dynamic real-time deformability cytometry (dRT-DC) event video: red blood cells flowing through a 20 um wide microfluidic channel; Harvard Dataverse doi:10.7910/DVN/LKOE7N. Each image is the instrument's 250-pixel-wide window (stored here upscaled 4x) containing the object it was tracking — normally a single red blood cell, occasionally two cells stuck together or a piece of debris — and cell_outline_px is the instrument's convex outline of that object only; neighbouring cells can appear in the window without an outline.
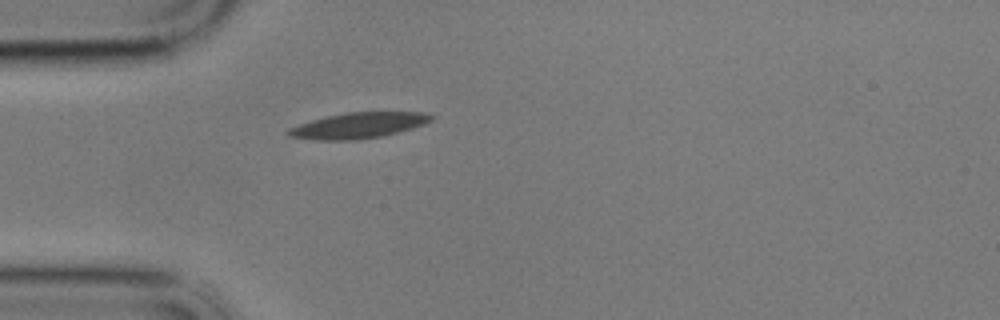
{"species": "common noctule bat (a hibernating species)", "species_latin": "Nyctalus noctula", "temperature_condition": "cold", "stored_images_in_passage": 43, "camera_frame_rate_fps": 3000, "um_per_image_px": 0.085, "animal": {"sex": "male", "body_mass_g": 17.9}, "frame": {"image": 1, "passage_image": 1, "time_ms": 0.0, "image_size_px": [1000, 320], "cell_outline_px": [[436, 116], [432, 120], [424, 124], [412, 128], [380, 136], [356, 140], [316, 140], [288, 136], [284, 132], [288, 128], [312, 120], [328, 116], [348, 112], [424, 112]], "centroid_in_image_um": [30.45, 10.66], "position_along_channel_um": 54.5, "area_um2": 21.33}}
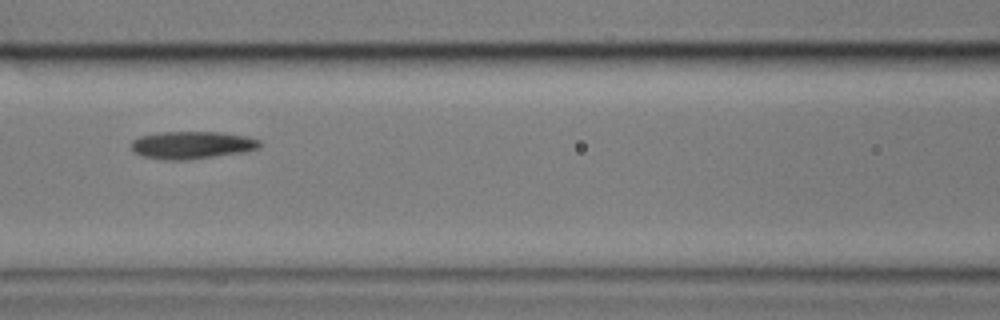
{"frame": {"image": 2, "passage_image": 10, "time_ms": 3.0, "image_size_px": [1000, 320], "cell_outline_px": [[264, 144], [260, 148], [244, 152], [216, 156], [184, 160], [164, 160], [140, 156], [132, 152], [132, 140], [140, 136], [160, 132], [224, 132], [248, 136], [260, 140]], "centroid_in_image_um": [16.34, 12.33], "position_along_channel_um": 150.3, "area_um2": 20.98}}
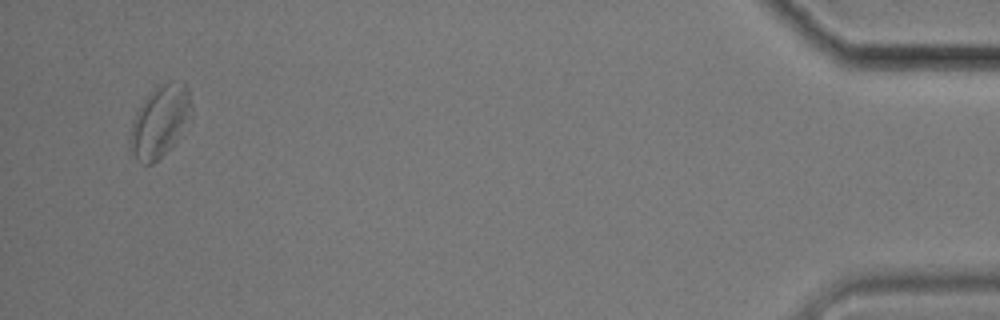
{"frame": {"image": 3, "passage_image": 41, "time_ms": 13.333, "image_size_px": [1000, 320], "cell_outline_px": [[192, 108], [172, 144], [152, 164], [144, 164], [128, 148], [128, 140], [132, 120], [136, 112], [152, 88], [156, 84], [184, 84], [188, 88]], "centroid_in_image_um": [13.5, 10.3], "position_along_channel_um": 421.7, "area_um2": 24.51}, "authors_computed_cell_mechanics": {"area_um2": 20.808, "velocity_mm_per_s": 3.3835, "shape_relaxation_time_tau1_ms": 3.8029, "shape_relaxation_time_tau2_ms": 2.7743, "deformation_change_tau1": 0.1101, "deformation_change_tau2": 0.1056}}